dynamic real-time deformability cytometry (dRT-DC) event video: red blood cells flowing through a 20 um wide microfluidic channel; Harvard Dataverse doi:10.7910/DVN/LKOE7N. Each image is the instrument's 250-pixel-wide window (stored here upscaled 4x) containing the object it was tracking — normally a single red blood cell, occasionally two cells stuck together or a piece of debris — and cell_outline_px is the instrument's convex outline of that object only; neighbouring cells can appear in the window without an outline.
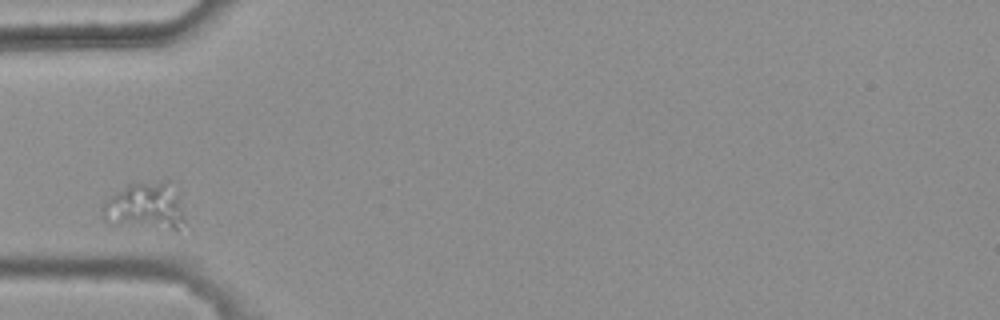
{"species": "common noctule bat (a hibernating species)", "species_latin": "Nyctalus noctula", "temperature_condition": "warm", "stored_images_in_passage": 1, "camera_frame_rate_fps": 3000, "um_per_image_px": 0.085, "animal": {"sex": "female", "body_mass_g": 25.1}, "frame": {"image": 1, "passage_image": 1, "time_ms": 0.0, "image_size_px": [1000, 320], "cell_outline_px": [[184, 220], [176, 232], [112, 224], [104, 220], [100, 208], [104, 200], [128, 184], [168, 180], [180, 204]], "centroid_in_image_um": [12.29, 17.58], "position_along_channel_um": 72.7, "area_um2": 22.95}}